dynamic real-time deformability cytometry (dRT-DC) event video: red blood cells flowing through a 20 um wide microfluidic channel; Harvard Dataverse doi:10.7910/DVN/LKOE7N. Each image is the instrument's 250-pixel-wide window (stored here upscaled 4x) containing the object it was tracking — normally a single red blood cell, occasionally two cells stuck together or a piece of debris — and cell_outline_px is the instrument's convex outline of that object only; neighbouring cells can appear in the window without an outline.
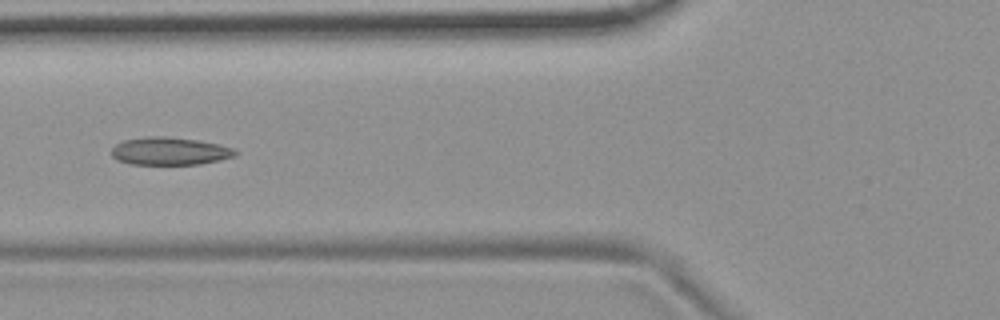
{"species": "common noctule bat (a hibernating species)", "species_latin": "Nyctalus noctula", "temperature_condition": "room temperature", "stored_images_in_passage": 7, "camera_frame_rate_fps": 3000, "um_per_image_px": 0.085, "animal": {"sex": "female", "body_mass_g": 19.9}, "frame": {"image": 1, "passage_image": 5, "time_ms": 1.333, "image_size_px": [1000, 320], "cell_outline_px": [[240, 152], [236, 156], [220, 160], [200, 164], [128, 164], [116, 160], [112, 156], [112, 148], [116, 144], [124, 140], [148, 136], [164, 136], [196, 140], [216, 144], [232, 148]], "centroid_in_image_um": [14.41, 12.85], "position_along_channel_um": 111.4, "area_um2": 20.0}}
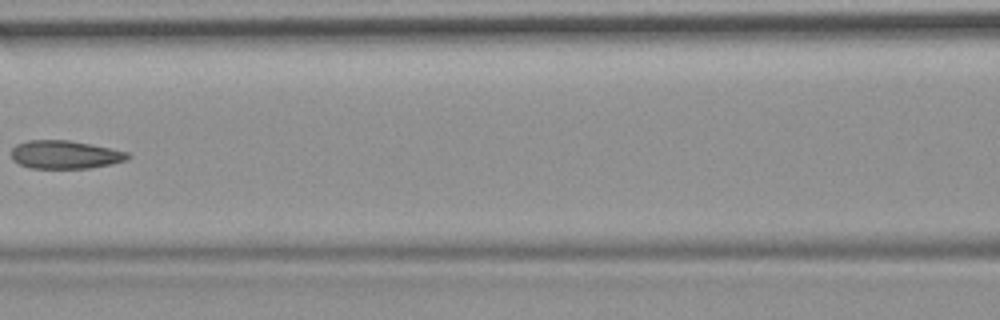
{"frame": {"image": 2, "passage_image": 6, "time_ms": 1.667, "image_size_px": [1000, 320], "cell_outline_px": [[132, 156], [128, 160], [112, 164], [88, 168], [28, 168], [12, 160], [12, 148], [16, 144], [28, 140], [68, 140], [112, 148], [128, 152]], "centroid_in_image_um": [5.55, 13.14], "position_along_channel_um": 161.0, "area_um2": 19.31}}